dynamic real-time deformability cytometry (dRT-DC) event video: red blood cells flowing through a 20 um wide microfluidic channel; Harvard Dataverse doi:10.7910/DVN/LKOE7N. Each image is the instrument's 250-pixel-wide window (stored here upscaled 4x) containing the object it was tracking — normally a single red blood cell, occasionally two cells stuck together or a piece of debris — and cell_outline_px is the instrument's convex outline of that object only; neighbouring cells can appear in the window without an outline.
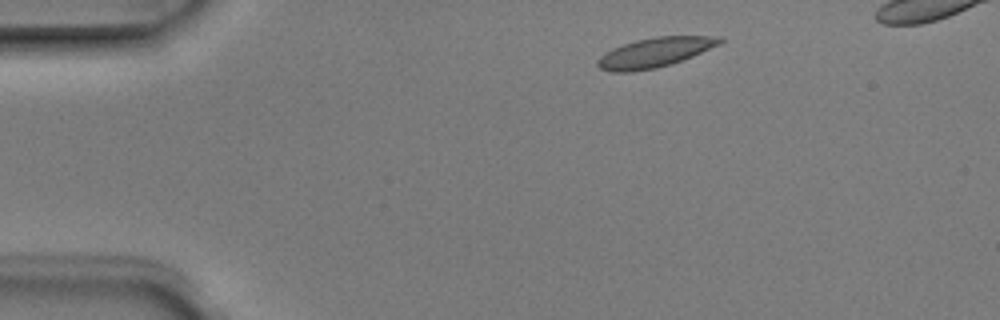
{"species": "Egyptian fruit bat (a non-hibernating species)", "species_latin": "Rousettus aegyptiacus", "temperature_condition": "room temperature", "stored_images_in_passage": 4, "camera_frame_rate_fps": 3000, "um_per_image_px": 0.085, "animal": {"sex": "male"}, "frame": {"image": 1, "passage_image": 1, "time_ms": 0.0, "image_size_px": [1000, 320], "cell_outline_px": [[724, 40], [720, 44], [692, 56], [672, 64], [656, 68], [632, 72], [612, 72], [600, 68], [596, 64], [596, 60], [604, 52], [612, 48], [636, 40], [656, 36], [720, 36]], "centroid_in_image_um": [55.63, 4.46], "position_along_channel_um": 29.4, "area_um2": 21.15}}
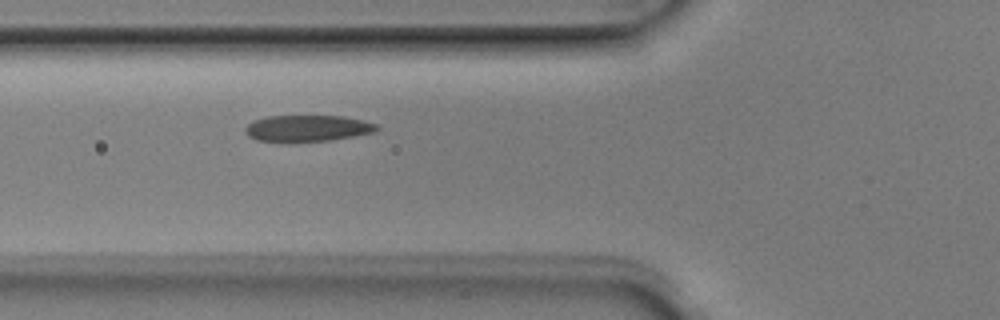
{"frame": {"image": 2, "passage_image": 4, "time_ms": 1.0, "image_size_px": [1000, 320], "cell_outline_px": [[380, 128], [376, 132], [332, 140], [256, 140], [248, 136], [244, 132], [244, 128], [252, 120], [268, 116], [344, 116], [364, 120], [376, 124]], "centroid_in_image_um": [26.16, 10.88], "position_along_channel_um": 99.6, "area_um2": 19.94}}